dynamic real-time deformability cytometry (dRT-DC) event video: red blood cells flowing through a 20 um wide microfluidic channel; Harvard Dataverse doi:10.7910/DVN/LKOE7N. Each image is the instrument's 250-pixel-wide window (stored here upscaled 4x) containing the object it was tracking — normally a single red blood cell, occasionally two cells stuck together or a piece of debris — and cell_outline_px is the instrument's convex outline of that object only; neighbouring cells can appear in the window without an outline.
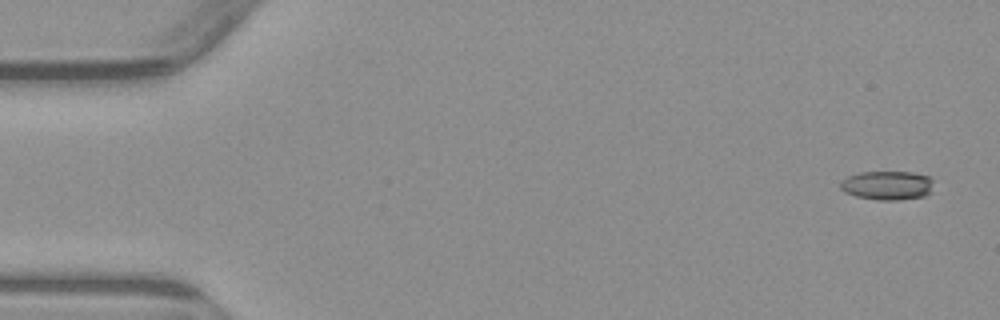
{"species": "common noctule bat (a hibernating species)", "species_latin": "Nyctalus noctula", "temperature_condition": "warm", "stored_images_in_passage": 4, "camera_frame_rate_fps": 3000, "um_per_image_px": 0.085, "animal": {"sex": "male", "body_mass_g": 23.1, "forearm_length_mm": 52.7}, "frame": {"image": 1, "passage_image": 1, "time_ms": 0.0, "image_size_px": [1000, 320], "cell_outline_px": [[932, 180], [928, 192], [924, 196], [900, 200], [876, 200], [856, 196], [844, 192], [840, 188], [840, 180], [848, 176], [860, 172], [912, 172], [928, 176]], "centroid_in_image_um": [75.35, 15.76], "position_along_channel_um": 9.6, "area_um2": 15.66}}
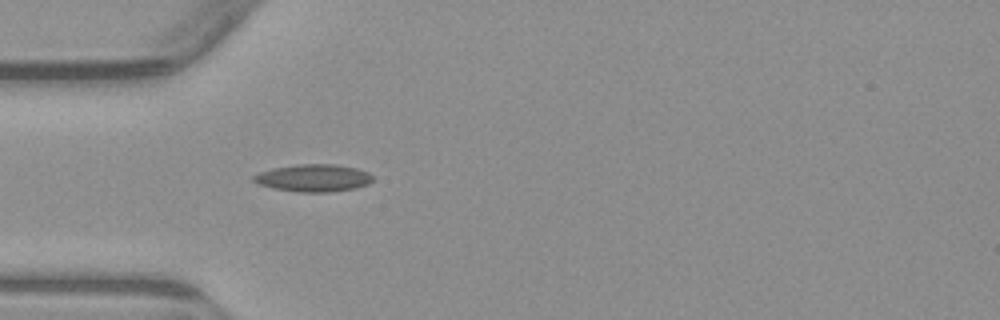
{"frame": {"image": 2, "passage_image": 4, "time_ms": 4.667, "image_size_px": [1000, 320], "cell_outline_px": [[372, 180], [368, 184], [356, 188], [332, 192], [300, 192], [272, 188], [260, 184], [252, 180], [252, 176], [260, 172], [272, 168], [296, 164], [336, 164], [356, 168], [368, 172], [372, 176]], "centroid_in_image_um": [26.64, 15.12], "position_along_channel_um": 58.4, "area_um2": 19.07}}